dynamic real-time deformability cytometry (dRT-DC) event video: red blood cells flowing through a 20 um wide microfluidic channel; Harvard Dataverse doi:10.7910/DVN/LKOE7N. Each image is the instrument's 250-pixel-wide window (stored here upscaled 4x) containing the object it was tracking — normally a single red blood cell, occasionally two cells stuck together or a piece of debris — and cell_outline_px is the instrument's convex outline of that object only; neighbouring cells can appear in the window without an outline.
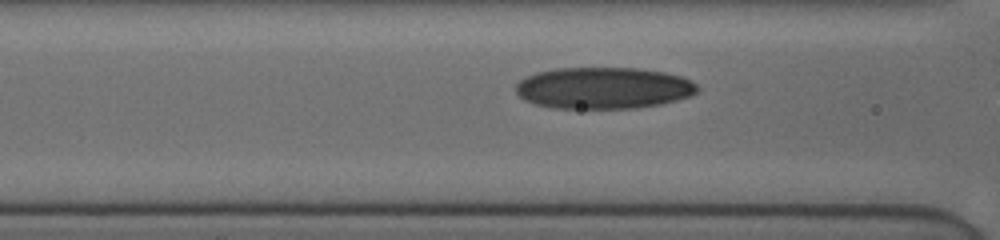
{"species": "human", "species_latin": "Homo sapiens", "temperature_condition": "cold", "stored_images_in_passage": 24, "camera_frame_rate_fps": 3000, "um_per_image_px": 0.085, "donor": {"sex": "female"}, "frame": {"image": 1, "passage_image": 21, "time_ms": 4.0, "image_size_px": [1000, 240], "cell_outline_px": [[700, 88], [692, 96], [660, 104], [632, 108], [552, 108], [536, 104], [524, 100], [516, 92], [516, 84], [520, 80], [536, 72], [556, 68], [640, 68], [664, 72], [680, 76], [692, 80]], "centroid_in_image_um": [51.31, 7.47], "position_along_channel_um": 115.3, "area_um2": 44.1}}